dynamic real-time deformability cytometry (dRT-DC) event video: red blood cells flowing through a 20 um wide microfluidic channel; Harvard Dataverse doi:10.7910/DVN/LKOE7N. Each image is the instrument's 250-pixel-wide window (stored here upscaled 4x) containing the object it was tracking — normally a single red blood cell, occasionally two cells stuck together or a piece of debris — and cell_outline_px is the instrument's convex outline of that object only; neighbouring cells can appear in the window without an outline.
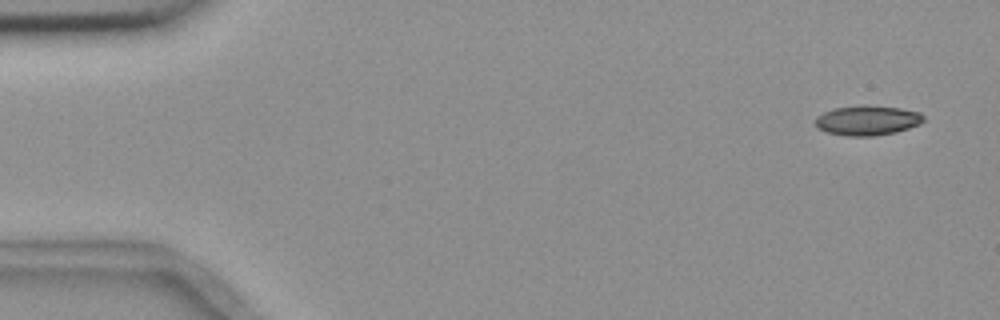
{"species": "common noctule bat (a hibernating species)", "species_latin": "Nyctalus noctula", "temperature_condition": "room temperature", "stored_images_in_passage": 5, "segment_of_instrument_passage": [1, 2], "camera_frame_rate_fps": 3000, "um_per_image_px": 0.085, "animal": {"sex": "female", "body_mass_g": 18.4}, "frame": {"image": 1, "passage_image": 1, "time_ms": 0.0, "image_size_px": [1000, 320], "cell_outline_px": [[924, 120], [920, 124], [896, 132], [876, 136], [844, 136], [828, 132], [816, 128], [816, 116], [832, 108], [900, 108], [920, 112], [924, 116]], "centroid_in_image_um": [73.73, 10.29], "position_along_channel_um": 11.3, "area_um2": 18.09}}